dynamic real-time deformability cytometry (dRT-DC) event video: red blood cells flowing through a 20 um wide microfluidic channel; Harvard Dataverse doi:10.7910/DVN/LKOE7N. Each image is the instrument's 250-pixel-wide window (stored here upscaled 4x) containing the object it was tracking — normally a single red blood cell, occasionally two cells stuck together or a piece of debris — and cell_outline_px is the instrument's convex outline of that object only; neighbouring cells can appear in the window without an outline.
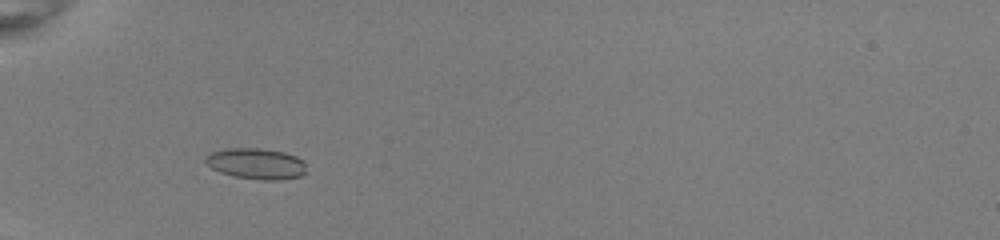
{"species": "common noctule bat (a hibernating species)", "species_latin": "Nyctalus noctula", "temperature_condition": "room temperature", "stored_images_in_passage": 46, "camera_frame_rate_fps": 3000, "um_per_image_px": 0.085, "animal": {"sex": "female", "body_mass_g": 22.0, "forearm_length_mm": 56.7}, "frame": {"image": 1, "passage_image": 13, "time_ms": 4.0, "image_size_px": [1000, 240], "cell_outline_px": [[304, 172], [296, 176], [236, 176], [224, 172], [208, 164], [208, 156], [216, 152], [280, 152], [292, 156], [300, 160], [304, 164]], "centroid_in_image_um": [21.82, 13.93], "position_along_channel_um": 63.2, "area_um2": 14.51}}
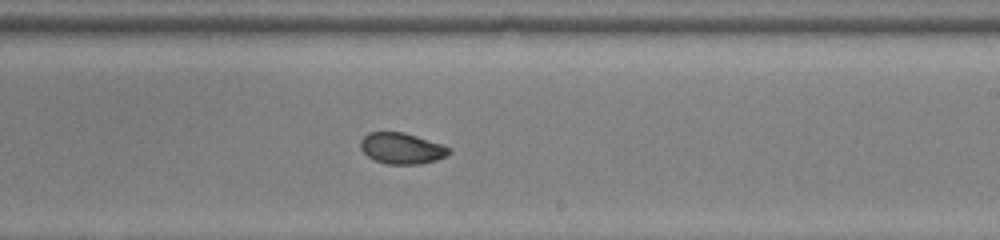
{"frame": {"image": 2, "passage_image": 28, "time_ms": 9.0, "image_size_px": [1000, 240], "cell_outline_px": [[448, 152], [444, 156], [432, 160], [412, 164], [392, 164], [376, 160], [368, 156], [364, 152], [360, 144], [364, 136], [372, 132], [400, 132], [440, 144], [448, 148]], "centroid_in_image_um": [34.07, 12.6], "position_along_channel_um": 254.9, "area_um2": 15.03}}
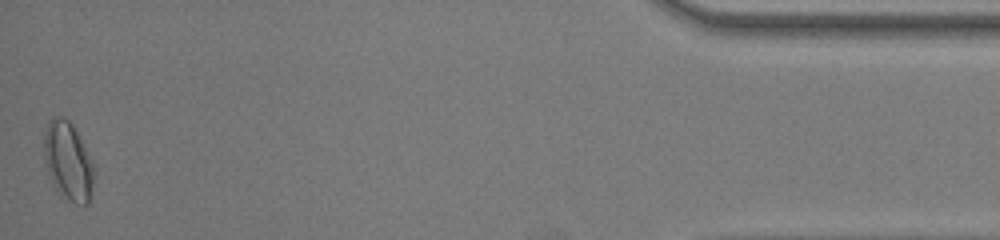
{"frame": {"image": 3, "passage_image": 46, "time_ms": 15.0, "image_size_px": [1000, 240], "cell_outline_px": [[88, 200], [84, 204], [72, 200], [64, 192], [52, 168], [44, 144], [52, 124], [56, 120], [64, 120], [72, 128], [80, 144], [88, 164]], "centroid_in_image_um": [5.78, 13.68], "position_along_channel_um": 429.4, "area_um2": 17.17}, "authors_computed_cell_mechanics": {"area_um2": 15.1436, "velocity_mm_per_s": 4.0312, "shape_relaxation_time_tau1_ms": 8.408, "shape_relaxation_time_tau2_ms": 1.6168, "deformation_change_tau1": 0.1776, "deformation_change_tau2": 0.0536}}